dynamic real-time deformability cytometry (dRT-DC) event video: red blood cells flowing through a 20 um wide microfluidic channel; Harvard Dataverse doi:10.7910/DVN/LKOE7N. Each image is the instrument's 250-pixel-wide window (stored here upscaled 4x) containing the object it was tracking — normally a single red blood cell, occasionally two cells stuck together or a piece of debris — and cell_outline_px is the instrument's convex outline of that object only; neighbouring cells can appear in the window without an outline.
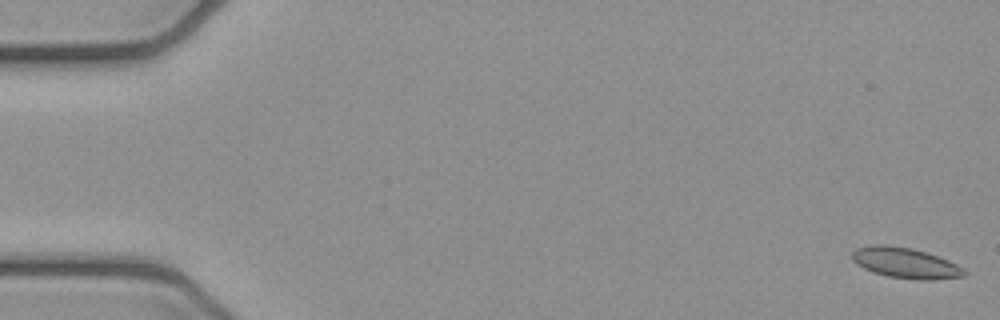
{"species": "common noctule bat (a hibernating species)", "species_latin": "Nyctalus noctula", "temperature_condition": "cold", "stored_images_in_passage": 5, "camera_frame_rate_fps": 3000, "um_per_image_px": 0.085, "animal": {"sex": "female", "body_mass_g": 21.9}, "frame": {"image": 1, "passage_image": 1, "time_ms": 0.0, "image_size_px": [1000, 320], "cell_outline_px": [[968, 272], [964, 276], [932, 280], [916, 280], [888, 276], [872, 272], [856, 264], [852, 260], [852, 252], [856, 248], [872, 244], [884, 244], [912, 248], [948, 260], [964, 268]], "centroid_in_image_um": [76.94, 22.35], "position_along_channel_um": 8.1, "area_um2": 20.06}}
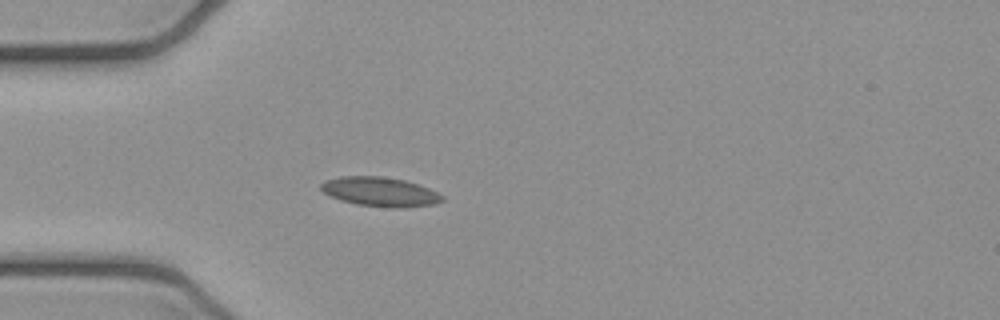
{"frame": {"image": 2, "passage_image": 5, "time_ms": 1.333, "image_size_px": [1000, 320], "cell_outline_px": [[444, 200], [436, 204], [404, 208], [392, 208], [356, 204], [340, 200], [324, 192], [320, 188], [320, 184], [324, 180], [340, 176], [380, 176], [404, 180], [428, 188], [444, 196]], "centroid_in_image_um": [32.31, 16.31], "position_along_channel_um": 52.7, "area_um2": 20.75}}